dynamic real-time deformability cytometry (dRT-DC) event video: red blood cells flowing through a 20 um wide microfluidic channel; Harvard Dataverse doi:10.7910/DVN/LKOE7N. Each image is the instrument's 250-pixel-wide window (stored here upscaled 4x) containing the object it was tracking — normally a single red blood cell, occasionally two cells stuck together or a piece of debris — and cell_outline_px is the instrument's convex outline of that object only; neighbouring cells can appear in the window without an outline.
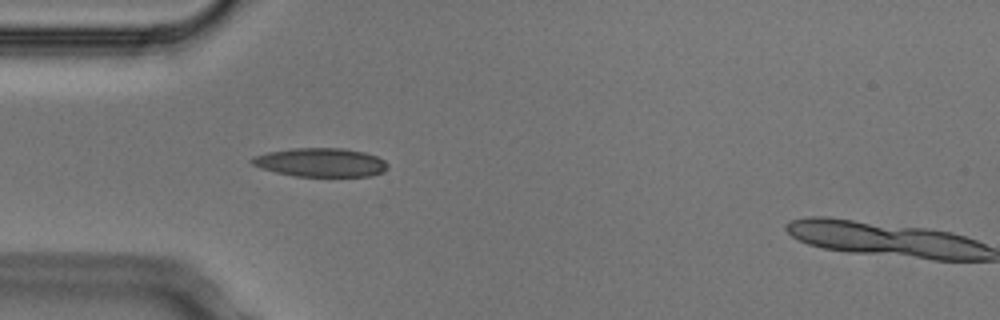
{"species": "Egyptian fruit bat (a non-hibernating species)", "species_latin": "Rousettus aegyptiacus", "temperature_condition": "cold", "stored_images_in_passage": 4, "camera_frame_rate_fps": 3000, "um_per_image_px": 0.085, "animal": {"sex": "male"}, "frame": {"image": 1, "passage_image": 3, "time_ms": 0.667, "image_size_px": [1000, 320], "cell_outline_px": [[388, 168], [384, 172], [372, 176], [296, 176], [276, 172], [260, 168], [252, 164], [248, 160], [252, 156], [268, 152], [292, 148], [344, 148], [364, 152], [376, 156], [384, 160], [388, 164]], "centroid_in_image_um": [27.25, 13.8], "position_along_channel_um": 57.7, "area_um2": 22.89}}